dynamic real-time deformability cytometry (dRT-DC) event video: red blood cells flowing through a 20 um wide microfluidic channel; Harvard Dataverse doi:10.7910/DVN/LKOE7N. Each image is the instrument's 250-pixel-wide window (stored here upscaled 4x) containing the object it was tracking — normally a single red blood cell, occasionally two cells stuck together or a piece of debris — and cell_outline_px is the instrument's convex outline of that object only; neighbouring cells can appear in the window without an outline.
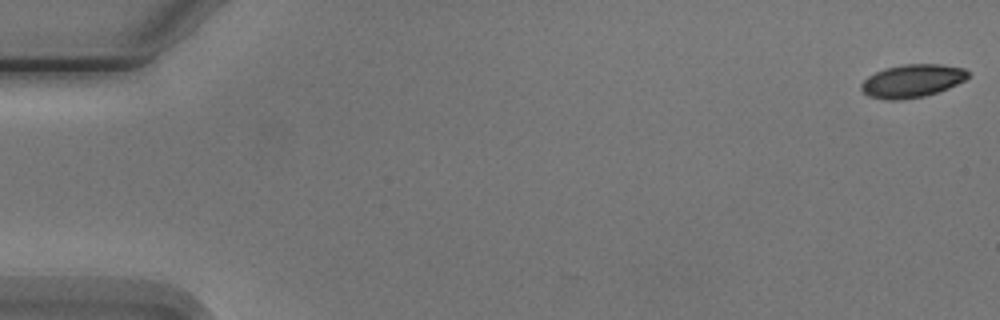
{"species": "Egyptian fruit bat (a non-hibernating species)", "species_latin": "Rousettus aegyptiacus", "temperature_condition": "cold", "stored_images_in_passage": 5, "camera_frame_rate_fps": 3000, "um_per_image_px": 0.085, "animal": {"sex": "male"}, "frame": {"image": 1, "passage_image": 1, "time_ms": 0.0, "image_size_px": [1000, 320], "cell_outline_px": [[968, 76], [964, 80], [948, 88], [924, 96], [900, 100], [888, 100], [868, 96], [860, 88], [860, 84], [868, 76], [884, 68], [904, 64], [940, 64], [964, 68], [968, 72]], "centroid_in_image_um": [77.5, 6.87], "position_along_channel_um": 7.5, "area_um2": 20.46}}
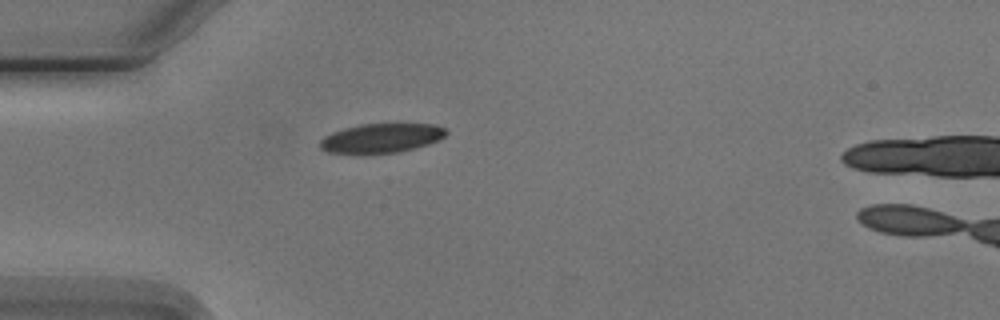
{"frame": {"image": 2, "passage_image": 5, "time_ms": 5.0, "image_size_px": [1000, 320], "cell_outline_px": [[448, 132], [444, 136], [428, 144], [416, 148], [400, 152], [328, 152], [320, 148], [320, 140], [324, 136], [332, 132], [344, 128], [360, 124], [432, 124], [444, 128]], "centroid_in_image_um": [32.42, 11.72], "position_along_channel_um": 52.6, "area_um2": 21.04}}